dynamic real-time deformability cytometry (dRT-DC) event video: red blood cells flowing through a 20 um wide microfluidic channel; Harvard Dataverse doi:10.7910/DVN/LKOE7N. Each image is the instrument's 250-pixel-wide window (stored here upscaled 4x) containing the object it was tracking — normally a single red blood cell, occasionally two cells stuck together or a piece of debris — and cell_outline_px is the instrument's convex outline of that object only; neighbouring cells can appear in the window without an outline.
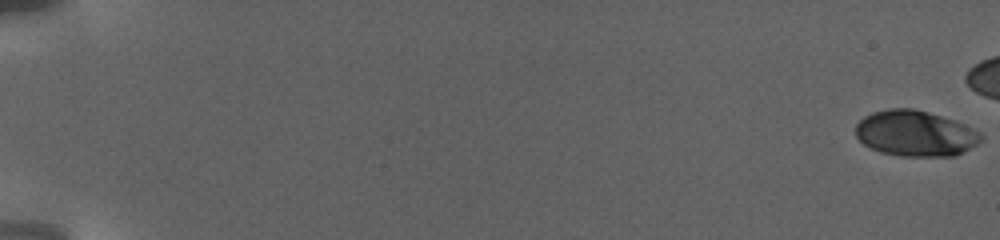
{"species": "human", "species_latin": "Homo sapiens", "temperature_condition": "warm", "stored_images_in_passage": 82, "camera_frame_rate_fps": 3000, "um_per_image_px": 0.085, "donor": {"sex": "female"}, "frame": {"image": 1, "passage_image": 1, "time_ms": 0.0, "image_size_px": [1000, 240], "cell_outline_px": [[984, 140], [956, 156], [900, 156], [880, 152], [864, 144], [856, 136], [856, 124], [864, 116], [872, 112], [888, 108], [912, 108], [928, 112], [956, 120], [980, 132], [984, 136]], "centroid_in_image_um": [77.83, 11.34], "position_along_channel_um": 7.2, "area_um2": 33.64}}
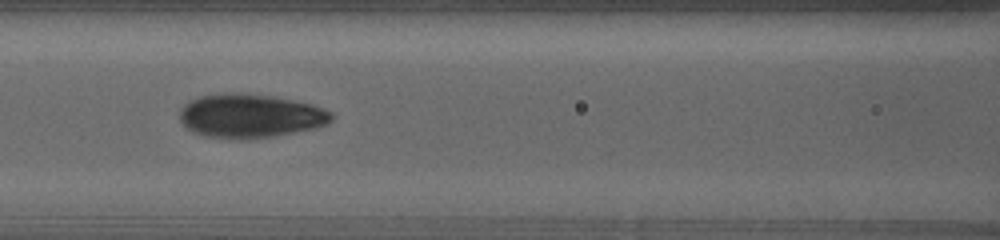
{"frame": {"image": 2, "passage_image": 60, "time_ms": 12.333, "image_size_px": [1000, 240], "cell_outline_px": [[332, 120], [328, 124], [316, 128], [296, 132], [272, 136], [240, 140], [236, 140], [204, 136], [192, 132], [180, 120], [180, 108], [188, 100], [200, 96], [276, 96], [312, 104], [324, 108], [332, 112]], "centroid_in_image_um": [21.31, 9.9], "position_along_channel_um": 145.3, "area_um2": 38.09}}
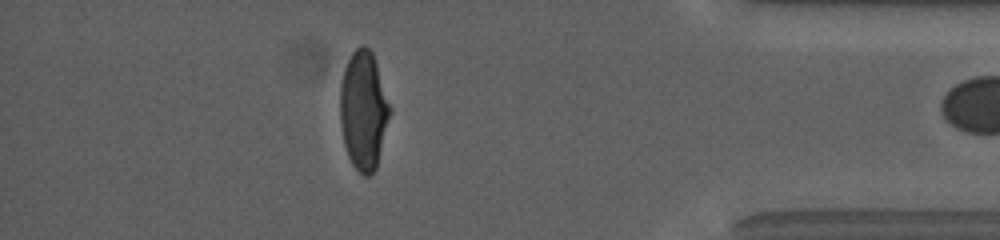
{"frame": {"image": 3, "passage_image": 81, "time_ms": 22.667, "image_size_px": [1000, 240], "cell_outline_px": [[392, 112], [376, 168], [368, 176], [364, 176], [352, 164], [348, 156], [344, 144], [340, 120], [340, 84], [344, 68], [352, 52], [360, 44], [364, 44], [372, 52], [392, 108]], "centroid_in_image_um": [30.91, 9.36], "position_along_channel_um": 404.3, "area_um2": 34.68}}